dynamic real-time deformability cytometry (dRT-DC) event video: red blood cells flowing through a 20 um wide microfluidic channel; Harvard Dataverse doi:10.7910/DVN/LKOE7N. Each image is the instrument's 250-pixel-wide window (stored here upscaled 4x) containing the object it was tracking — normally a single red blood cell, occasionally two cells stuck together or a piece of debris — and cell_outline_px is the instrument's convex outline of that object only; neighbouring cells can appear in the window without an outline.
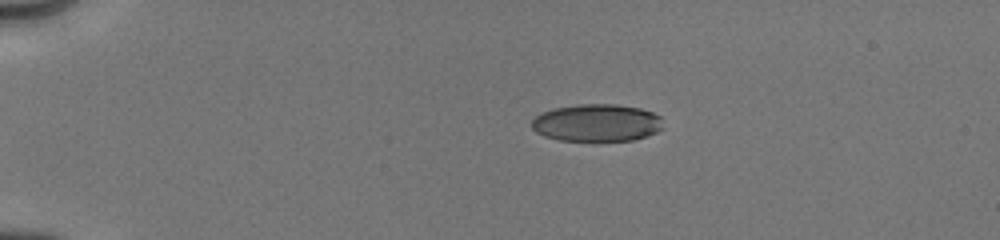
{"species": "human", "species_latin": "Homo sapiens", "temperature_condition": "cold", "stored_images_in_passage": 43, "camera_frame_rate_fps": 3000, "um_per_image_px": 0.085, "donor": {"sex": "male"}, "frame": {"image": 1, "passage_image": 1, "time_ms": 0.0, "image_size_px": [1000, 240], "cell_outline_px": [[664, 128], [656, 132], [632, 140], [560, 140], [544, 136], [536, 132], [532, 128], [532, 120], [540, 112], [552, 108], [576, 104], [616, 104], [640, 108], [652, 112], [660, 116]], "centroid_in_image_um": [50.71, 10.42], "position_along_channel_um": 34.3, "area_um2": 28.67}}
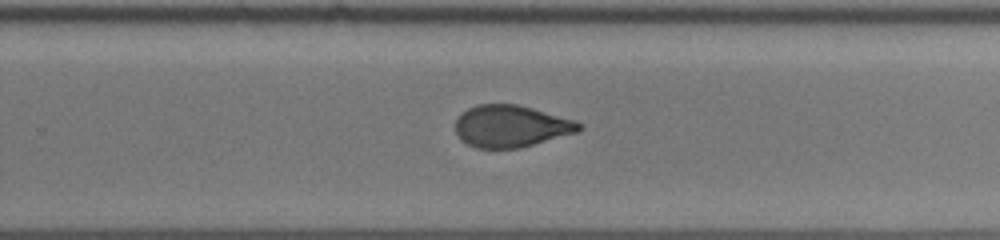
{"frame": {"image": 2, "passage_image": 20, "time_ms": 8.0, "image_size_px": [1000, 240], "cell_outline_px": [[584, 128], [576, 132], [520, 148], [476, 148], [460, 140], [456, 132], [456, 120], [468, 108], [476, 104], [516, 104], [532, 108], [576, 120], [584, 124]], "centroid_in_image_um": [43.45, 10.72], "position_along_channel_um": 286.3, "area_um2": 30.17}}
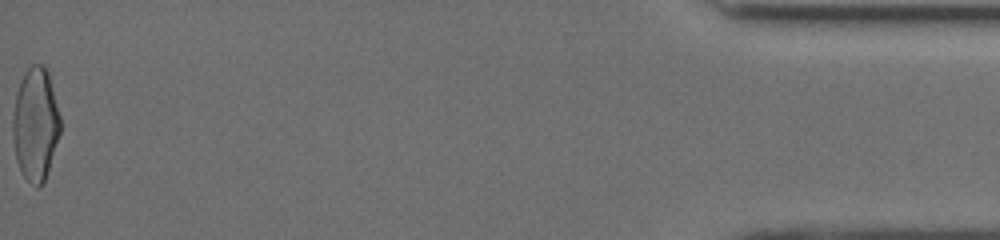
{"frame": {"image": 3, "passage_image": 42, "time_ms": 13.667, "image_size_px": [1000, 240], "cell_outline_px": [[60, 132], [48, 172], [44, 184], [36, 188], [24, 176], [16, 160], [12, 136], [12, 120], [16, 96], [20, 80], [24, 72], [32, 64], [44, 64], [48, 72], [60, 116]], "centroid_in_image_um": [3.01, 10.57], "position_along_channel_um": 432.2, "area_um2": 31.39}, "authors_computed_cell_mechanics": {"area_um2": 30.8652, "velocity_mm_per_s": 4.0369, "shape_relaxation_time_tau1_ms": 4.9754, "shape_relaxation_time_tau2_ms": 1.4205, "deformation_change_tau1": 0.1689, "deformation_change_tau2": 0.071}}